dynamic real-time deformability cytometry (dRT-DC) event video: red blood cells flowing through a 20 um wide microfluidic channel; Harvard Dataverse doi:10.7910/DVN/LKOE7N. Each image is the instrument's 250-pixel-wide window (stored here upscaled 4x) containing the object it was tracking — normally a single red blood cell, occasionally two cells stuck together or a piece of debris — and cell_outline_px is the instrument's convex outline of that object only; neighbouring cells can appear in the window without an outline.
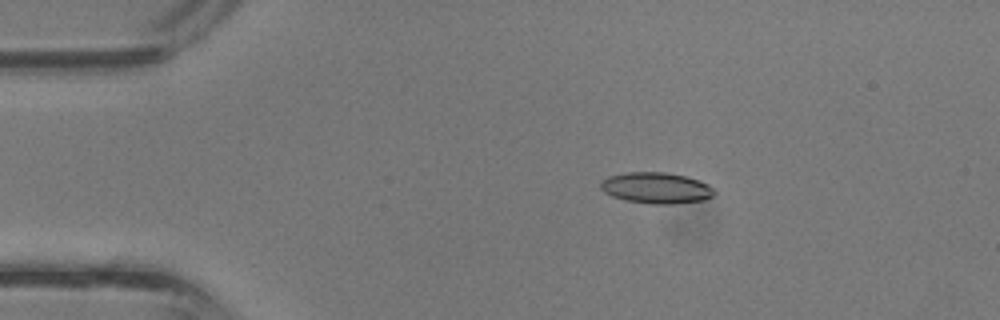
{"species": "common noctule bat (a hibernating species)", "species_latin": "Nyctalus noctula", "temperature_condition": "room temperature", "stored_images_in_passage": 38, "camera_frame_rate_fps": 3000, "um_per_image_px": 0.085, "animal": {"sex": "male", "body_mass_g": 13.3}, "frame": {"image": 1, "passage_image": 7, "time_ms": 2.0, "image_size_px": [1000, 320], "cell_outline_px": [[716, 192], [712, 196], [704, 200], [676, 204], [652, 204], [624, 200], [612, 196], [604, 192], [600, 188], [600, 180], [608, 176], [628, 172], [664, 172], [684, 176], [708, 184]], "centroid_in_image_um": [55.74, 15.98], "position_along_channel_um": 29.3, "area_um2": 20.63}}
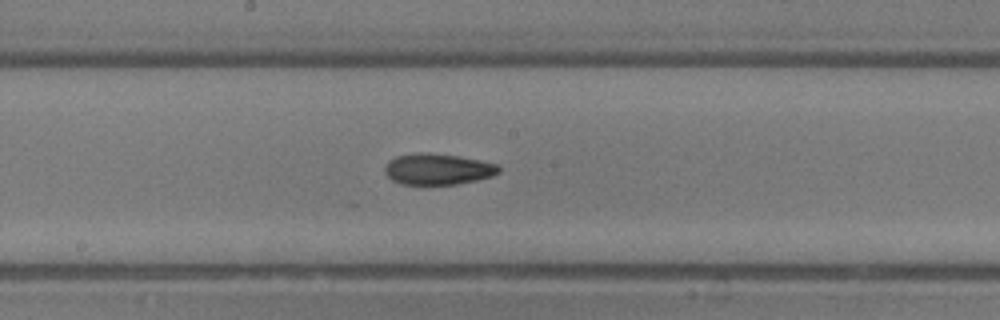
{"frame": {"image": 2, "passage_image": 20, "time_ms": 6.333, "image_size_px": [1000, 320], "cell_outline_px": [[500, 172], [492, 176], [476, 180], [456, 184], [400, 184], [392, 180], [384, 172], [384, 168], [388, 160], [396, 156], [456, 156], [496, 164], [500, 168]], "centroid_in_image_um": [37.21, 14.44], "position_along_channel_um": 211.0, "area_um2": 19.54}}
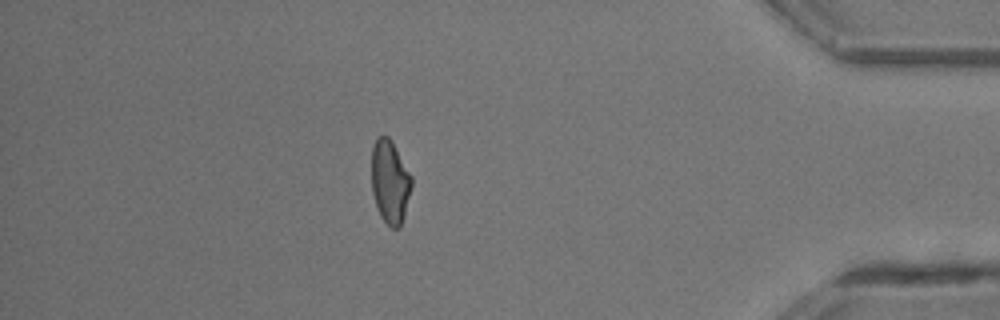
{"frame": {"image": 3, "passage_image": 33, "time_ms": 10.667, "image_size_px": [1000, 320], "cell_outline_px": [[412, 184], [404, 216], [400, 228], [392, 228], [380, 216], [372, 192], [372, 148], [376, 136], [388, 136], [412, 176]], "centroid_in_image_um": [33.14, 15.45], "position_along_channel_um": 402.1, "area_um2": 19.25}}